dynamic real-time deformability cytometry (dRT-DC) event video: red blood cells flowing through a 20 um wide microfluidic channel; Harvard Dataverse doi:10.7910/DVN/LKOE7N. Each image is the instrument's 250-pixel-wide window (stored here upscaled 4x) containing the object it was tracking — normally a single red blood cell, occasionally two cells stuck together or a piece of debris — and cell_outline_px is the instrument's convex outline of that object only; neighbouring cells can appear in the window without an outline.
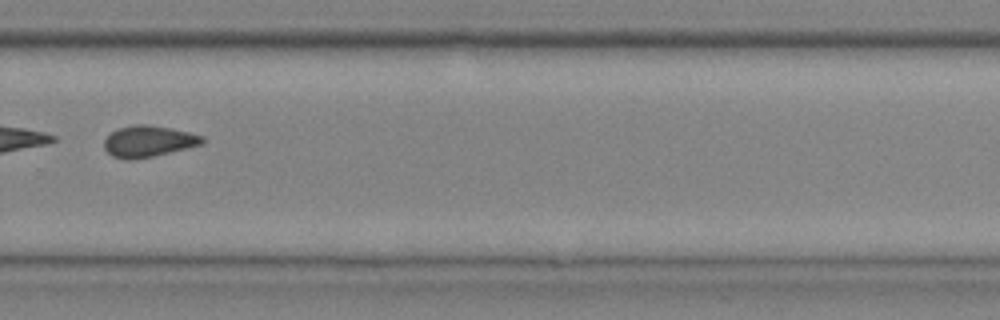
{"species": "common noctule bat (a hibernating species)", "species_latin": "Nyctalus noctula", "temperature_condition": "cold", "stored_images_in_passage": 28, "camera_frame_rate_fps": 3000, "um_per_image_px": 0.085, "animal": {"sex": "male", "body_mass_g": 20.4}, "frame": {"image": 1, "passage_image": 20, "time_ms": 6.333, "image_size_px": [1000, 320], "cell_outline_px": [[204, 144], [136, 160], [124, 160], [112, 156], [104, 148], [104, 140], [112, 132], [120, 128], [136, 124], [148, 124], [172, 128], [204, 136]], "centroid_in_image_um": [12.62, 12.02], "position_along_channel_um": 317.2, "area_um2": 17.98}}